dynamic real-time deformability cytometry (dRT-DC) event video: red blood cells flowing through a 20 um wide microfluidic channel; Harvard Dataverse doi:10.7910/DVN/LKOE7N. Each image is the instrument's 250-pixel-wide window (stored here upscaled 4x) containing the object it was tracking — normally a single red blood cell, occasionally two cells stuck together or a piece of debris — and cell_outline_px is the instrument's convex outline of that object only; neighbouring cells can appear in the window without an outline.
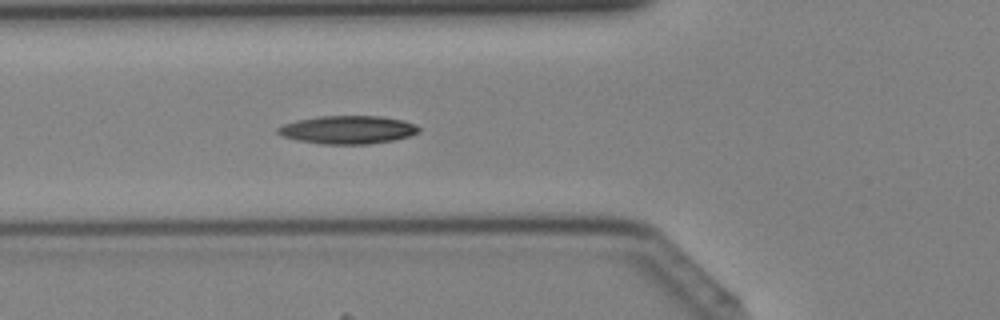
{"species": "Egyptian fruit bat (a non-hibernating species)", "species_latin": "Rousettus aegyptiacus", "temperature_condition": "cold", "stored_images_in_passage": 43, "camera_frame_rate_fps": 3000, "um_per_image_px": 0.085, "animal": {"sex": "female"}, "frame": {"image": 1, "passage_image": 16, "time_ms": 5.0, "image_size_px": [1000, 320], "cell_outline_px": [[420, 132], [408, 136], [392, 140], [368, 144], [320, 144], [296, 140], [280, 136], [276, 132], [276, 128], [284, 124], [296, 120], [320, 116], [380, 116], [404, 120], [420, 128]], "centroid_in_image_um": [29.5, 11.03], "position_along_channel_um": 96.3, "area_um2": 23.18}}
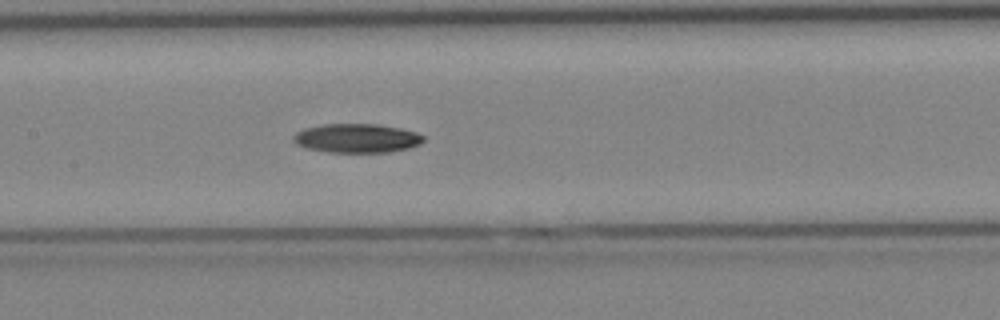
{"frame": {"image": 2, "passage_image": 21, "time_ms": 6.667, "image_size_px": [1000, 320], "cell_outline_px": [[424, 140], [420, 144], [408, 148], [388, 152], [328, 152], [308, 148], [296, 144], [292, 140], [292, 136], [296, 132], [304, 128], [324, 124], [376, 124], [400, 128], [416, 132], [424, 136]], "centroid_in_image_um": [30.31, 11.74], "position_along_channel_um": 177.1, "area_um2": 21.96}}
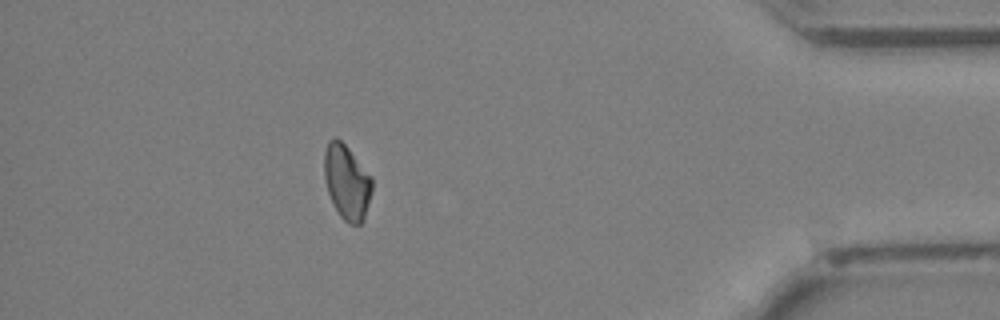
{"frame": {"image": 3, "passage_image": 38, "time_ms": 12.333, "image_size_px": [1000, 320], "cell_outline_px": [[372, 188], [364, 220], [360, 224], [348, 224], [340, 216], [328, 192], [324, 180], [324, 152], [328, 140], [336, 136], [348, 148], [372, 176]], "centroid_in_image_um": [29.47, 15.45], "position_along_channel_um": 405.7, "area_um2": 20.81}}